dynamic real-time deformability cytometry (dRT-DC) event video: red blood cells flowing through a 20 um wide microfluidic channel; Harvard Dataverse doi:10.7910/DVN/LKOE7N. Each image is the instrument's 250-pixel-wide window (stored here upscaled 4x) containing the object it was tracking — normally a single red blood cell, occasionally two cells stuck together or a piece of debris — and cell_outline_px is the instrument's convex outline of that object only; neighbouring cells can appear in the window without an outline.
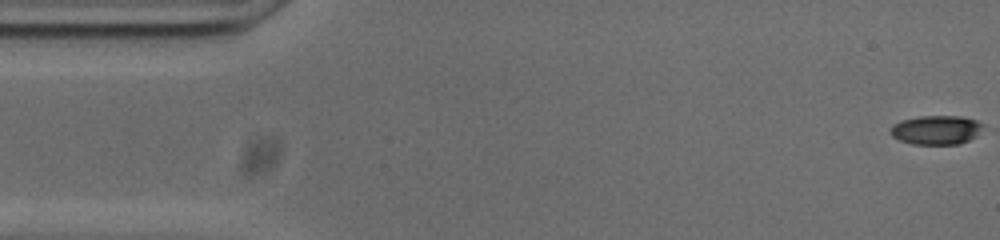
{"species": "common noctule bat (a hibernating species)", "species_latin": "Nyctalus noctula", "temperature_condition": "cold", "stored_images_in_passage": 54, "camera_frame_rate_fps": 3000, "um_per_image_px": 0.085, "animal": {"sex": "male", "body_mass_g": 20.0, "forearm_length_mm": 53.3}, "frame": {"image": 1, "passage_image": 1, "time_ms": 0.0, "image_size_px": [1000, 240], "cell_outline_px": [[984, 124], [976, 136], [960, 144], [912, 144], [900, 140], [892, 136], [892, 124], [904, 120], [920, 116], [960, 116], [976, 120]], "centroid_in_image_um": [79.6, 11.04], "position_along_channel_um": 5.4, "area_um2": 15.49}}
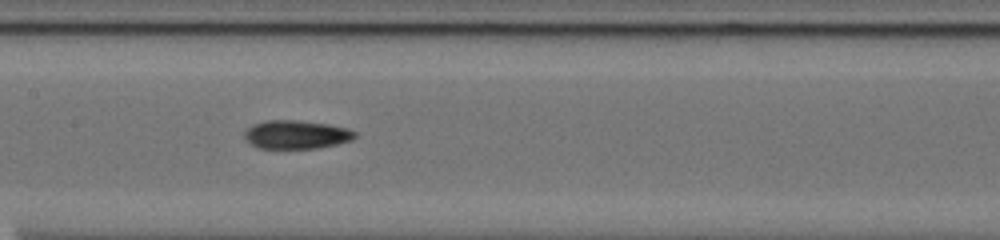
{"frame": {"image": 2, "passage_image": 25, "time_ms": 8.0, "image_size_px": [1000, 240], "cell_outline_px": [[356, 136], [352, 140], [336, 144], [316, 148], [260, 148], [244, 140], [244, 128], [252, 124], [264, 120], [296, 120], [328, 124], [348, 128], [356, 132]], "centroid_in_image_um": [25.14, 11.42], "position_along_channel_um": 182.3, "area_um2": 18.5}}
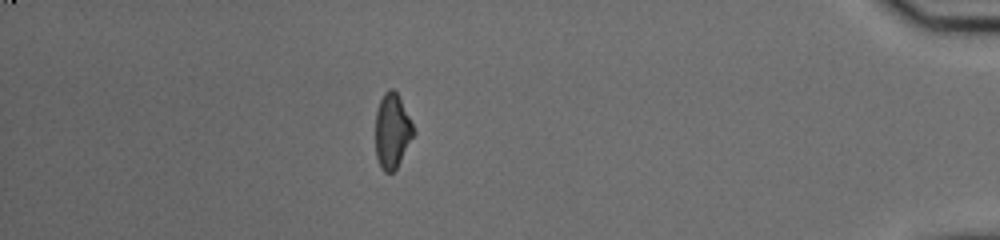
{"frame": {"image": 3, "passage_image": 47, "time_ms": 15.333, "image_size_px": [1000, 240], "cell_outline_px": [[416, 132], [396, 168], [392, 172], [384, 172], [380, 168], [376, 156], [376, 112], [380, 100], [384, 92], [388, 88], [392, 88], [396, 92]], "centroid_in_image_um": [33.32, 11.15], "position_along_channel_um": 401.9, "area_um2": 16.36}, "authors_computed_cell_mechanics": {"area_um2": 17.2822, "velocity_mm_per_s": 3.7598, "shape_relaxation_time_tau1_ms": null, "shape_relaxation_time_tau2_ms": 4.0565, "deformation_change_tau1": null, "deformation_change_tau2": 0.1196}}